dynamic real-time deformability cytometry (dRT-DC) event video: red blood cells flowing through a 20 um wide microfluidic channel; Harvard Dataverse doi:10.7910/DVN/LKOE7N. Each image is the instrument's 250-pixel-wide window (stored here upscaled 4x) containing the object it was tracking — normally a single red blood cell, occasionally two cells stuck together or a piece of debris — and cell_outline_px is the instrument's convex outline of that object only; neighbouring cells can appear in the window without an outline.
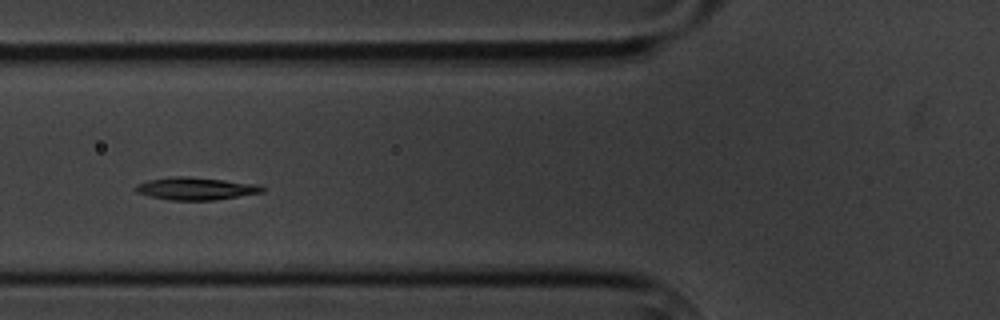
{"species": "common noctule bat (a hibernating species)", "species_latin": "Nyctalus noctula", "temperature_condition": "cold", "stored_images_in_passage": 8, "camera_frame_rate_fps": 3000, "um_per_image_px": 0.085, "animal": {"sex": "male", "body_mass_g": 20.1, "forearm_length_mm": 53.5}, "frame": {"image": 1, "passage_image": 5, "time_ms": 4.667, "image_size_px": [1000, 320], "cell_outline_px": [[264, 192], [216, 200], [168, 200], [136, 192], [132, 188], [136, 184], [148, 180], [176, 176], [188, 176], [260, 184], [264, 188]], "centroid_in_image_um": [16.64, 16.02], "position_along_channel_um": 109.2, "area_um2": 16.7}}
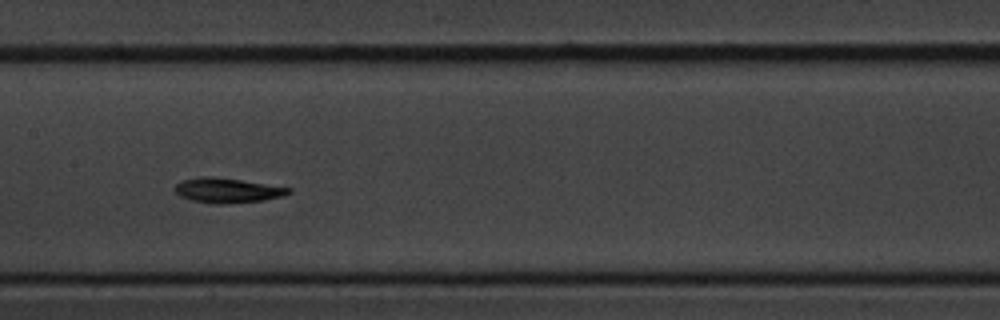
{"frame": {"image": 2, "passage_image": 7, "time_ms": 7.0, "image_size_px": [1000, 320], "cell_outline_px": [[292, 192], [280, 196], [264, 200], [224, 204], [216, 204], [192, 200], [180, 196], [172, 188], [180, 180], [200, 176], [212, 176], [240, 180], [292, 188]], "centroid_in_image_um": [19.27, 16.17], "position_along_channel_um": 188.1, "area_um2": 16.42}}
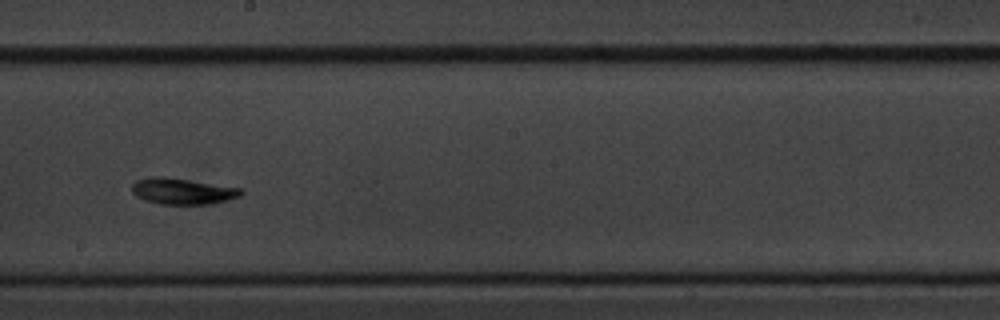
{"frame": {"image": 3, "passage_image": 8, "time_ms": 8.333, "image_size_px": [1000, 320], "cell_outline_px": [[244, 192], [240, 196], [212, 204], [160, 204], [144, 200], [136, 196], [132, 192], [132, 184], [136, 180], [152, 176], [160, 176], [188, 180], [240, 188]], "centroid_in_image_um": [15.47, 16.26], "position_along_channel_um": 232.7, "area_um2": 16.47}}